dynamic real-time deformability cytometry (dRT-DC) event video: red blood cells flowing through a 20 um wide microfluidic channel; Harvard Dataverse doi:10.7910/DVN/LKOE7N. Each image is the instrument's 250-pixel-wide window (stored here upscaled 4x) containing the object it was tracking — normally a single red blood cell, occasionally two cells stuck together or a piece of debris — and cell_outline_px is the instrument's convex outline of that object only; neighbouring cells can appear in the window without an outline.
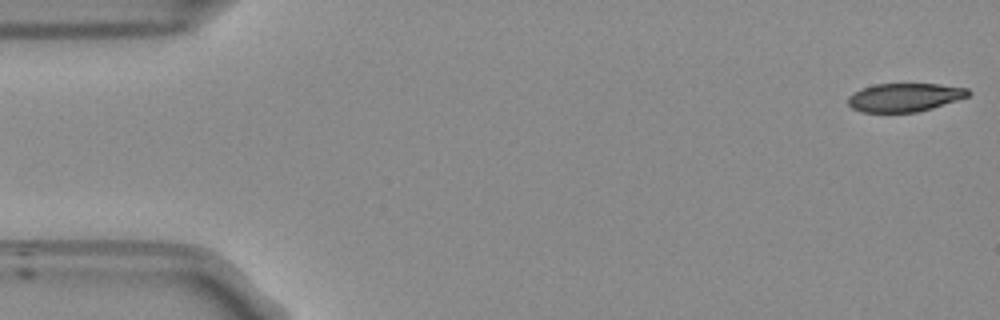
{"species": "Egyptian fruit bat (a non-hibernating species)", "species_latin": "Rousettus aegyptiacus", "temperature_condition": "room temperature", "stored_images_in_passage": 52, "camera_frame_rate_fps": 3000, "um_per_image_px": 0.085, "frame": {"image": 1, "passage_image": 1, "time_ms": 0.0, "image_size_px": [1000, 320], "cell_outline_px": [[972, 92], [968, 96], [932, 108], [916, 112], [860, 112], [852, 108], [848, 104], [848, 96], [852, 92], [860, 88], [876, 84], [940, 84], [968, 88]], "centroid_in_image_um": [76.86, 8.27], "position_along_channel_um": 8.1, "area_um2": 20.0}}
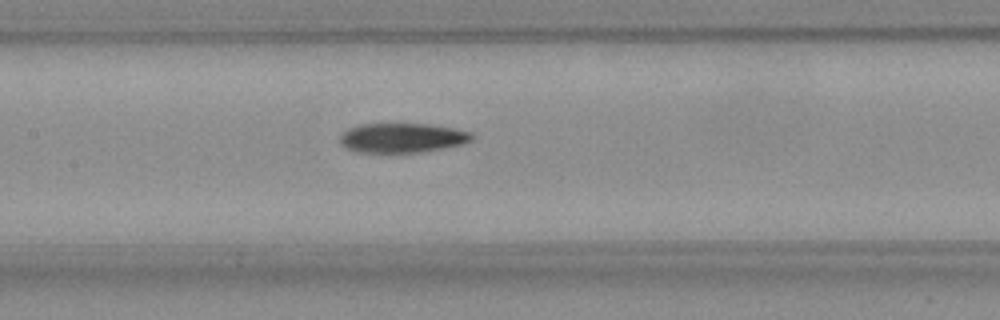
{"frame": {"image": 2, "passage_image": 24, "time_ms": 7.667, "image_size_px": [1000, 320], "cell_outline_px": [[472, 140], [460, 144], [440, 148], [416, 152], [364, 152], [348, 148], [340, 140], [340, 136], [348, 128], [360, 124], [432, 124], [472, 132]], "centroid_in_image_um": [34.2, 11.69], "position_along_channel_um": 173.2, "area_um2": 22.14}}
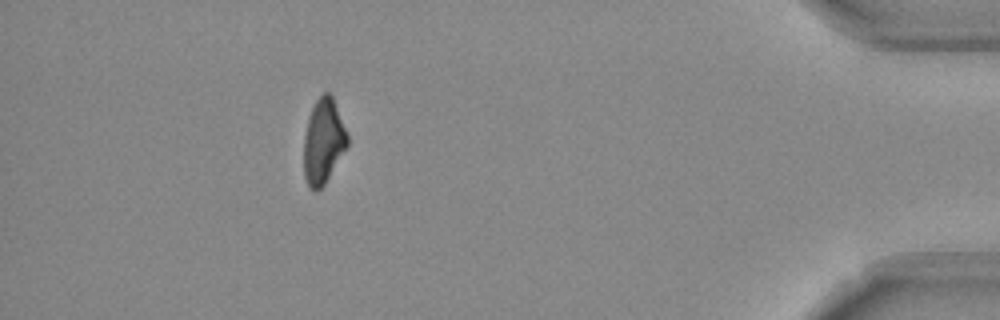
{"frame": {"image": 3, "passage_image": 47, "time_ms": 15.333, "image_size_px": [1000, 320], "cell_outline_px": [[348, 144], [324, 184], [316, 192], [308, 188], [304, 176], [304, 136], [308, 116], [316, 100], [324, 92], [328, 92], [332, 96], [348, 132]], "centroid_in_image_um": [27.47, 12.01], "position_along_channel_um": 407.7, "area_um2": 21.56}}